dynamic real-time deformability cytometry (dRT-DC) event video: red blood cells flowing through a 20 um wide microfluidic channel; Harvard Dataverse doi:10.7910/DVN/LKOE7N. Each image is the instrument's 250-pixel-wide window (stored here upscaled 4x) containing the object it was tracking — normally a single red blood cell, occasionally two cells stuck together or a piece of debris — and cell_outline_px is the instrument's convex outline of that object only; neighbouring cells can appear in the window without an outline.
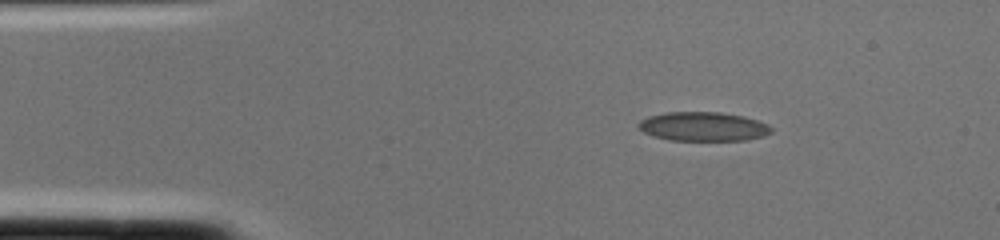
{"species": "common noctule bat (a hibernating species)", "species_latin": "Nyctalus noctula", "temperature_condition": "cold", "stored_images_in_passage": 1, "camera_frame_rate_fps": 3000, "um_per_image_px": 0.085, "animal": {"sex": "female", "body_mass_g": 22.0, "forearm_length_mm": 56.7}, "frame": {"image": 1, "passage_image": 1, "time_ms": 0.0, "image_size_px": [1000, 240], "cell_outline_px": [[772, 132], [764, 136], [744, 140], [668, 140], [652, 136], [644, 132], [636, 124], [640, 120], [648, 116], [668, 112], [720, 112], [744, 116], [768, 124], [772, 128]], "centroid_in_image_um": [59.76, 10.75], "position_along_channel_um": 25.2, "area_um2": 22.54}}